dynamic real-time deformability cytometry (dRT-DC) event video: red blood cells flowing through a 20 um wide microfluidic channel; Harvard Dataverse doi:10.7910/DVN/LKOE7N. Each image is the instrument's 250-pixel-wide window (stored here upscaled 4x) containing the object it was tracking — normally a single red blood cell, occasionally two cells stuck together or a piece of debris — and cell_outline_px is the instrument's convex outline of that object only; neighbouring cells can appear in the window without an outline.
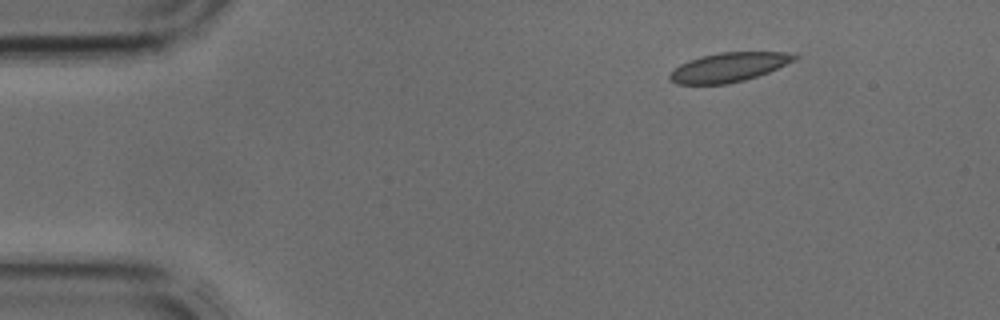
{"species": "common noctule bat (a hibernating species)", "species_latin": "Nyctalus noctula", "temperature_condition": "cold", "stored_images_in_passage": 11, "camera_frame_rate_fps": 3000, "um_per_image_px": 0.085, "animal": {"sex": "male", "body_mass_g": 17.9, "forearm_length_mm": 54.2}, "frame": {"image": 1, "passage_image": 1, "time_ms": 0.0, "image_size_px": [1000, 320], "cell_outline_px": [[800, 56], [796, 60], [768, 72], [744, 80], [728, 84], [676, 84], [668, 76], [680, 64], [688, 60], [700, 56], [720, 52], [784, 52]], "centroid_in_image_um": [61.95, 5.71], "position_along_channel_um": 23.1, "area_um2": 21.1}}
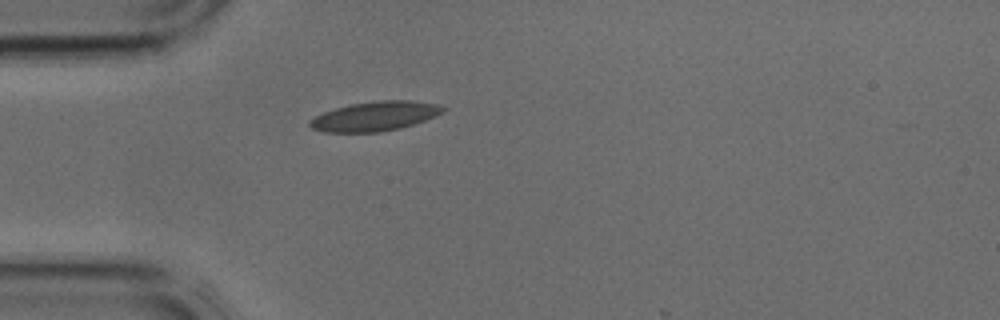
{"frame": {"image": 2, "passage_image": 7, "time_ms": 2.0, "image_size_px": [1000, 320], "cell_outline_px": [[448, 108], [444, 112], [436, 116], [400, 128], [380, 132], [324, 132], [312, 128], [308, 124], [308, 120], [324, 112], [336, 108], [352, 104], [380, 100], [412, 100], [436, 104]], "centroid_in_image_um": [31.89, 9.88], "position_along_channel_um": 53.1, "area_um2": 22.77}}